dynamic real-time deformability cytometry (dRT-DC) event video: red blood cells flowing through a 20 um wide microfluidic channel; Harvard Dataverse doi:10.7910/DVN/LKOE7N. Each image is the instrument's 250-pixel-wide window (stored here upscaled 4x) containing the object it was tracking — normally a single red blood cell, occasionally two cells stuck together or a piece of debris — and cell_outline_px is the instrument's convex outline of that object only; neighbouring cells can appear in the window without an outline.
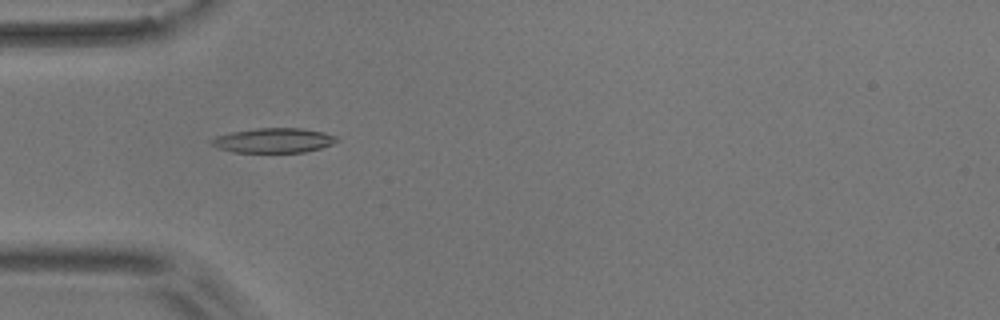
{"species": "common noctule bat (a hibernating species)", "species_latin": "Nyctalus noctula", "temperature_condition": "room temperature", "stored_images_in_passage": 6, "camera_frame_rate_fps": 3000, "um_per_image_px": 0.085, "animal": {"sex": "male", "body_mass_g": 17.9}, "frame": {"image": 1, "passage_image": 5, "time_ms": 4.667, "image_size_px": [1000, 320], "cell_outline_px": [[340, 140], [332, 144], [320, 148], [304, 152], [232, 152], [220, 148], [212, 144], [208, 140], [216, 136], [232, 132], [256, 128], [304, 128], [324, 132], [336, 136]], "centroid_in_image_um": [23.28, 11.93], "position_along_channel_um": 61.7, "area_um2": 18.03}}
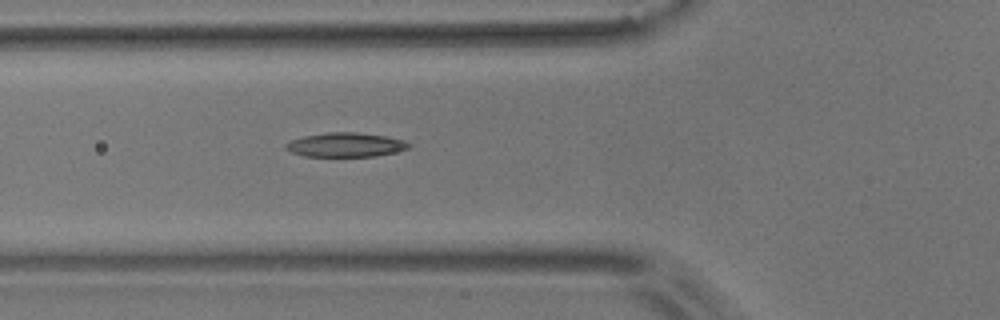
{"frame": {"image": 2, "passage_image": 6, "time_ms": 5.667, "image_size_px": [1000, 320], "cell_outline_px": [[412, 144], [408, 148], [376, 156], [304, 156], [292, 152], [284, 148], [284, 144], [288, 140], [304, 136], [328, 132], [356, 132], [384, 136], [404, 140]], "centroid_in_image_um": [29.32, 12.3], "position_along_channel_um": 96.5, "area_um2": 17.28}}